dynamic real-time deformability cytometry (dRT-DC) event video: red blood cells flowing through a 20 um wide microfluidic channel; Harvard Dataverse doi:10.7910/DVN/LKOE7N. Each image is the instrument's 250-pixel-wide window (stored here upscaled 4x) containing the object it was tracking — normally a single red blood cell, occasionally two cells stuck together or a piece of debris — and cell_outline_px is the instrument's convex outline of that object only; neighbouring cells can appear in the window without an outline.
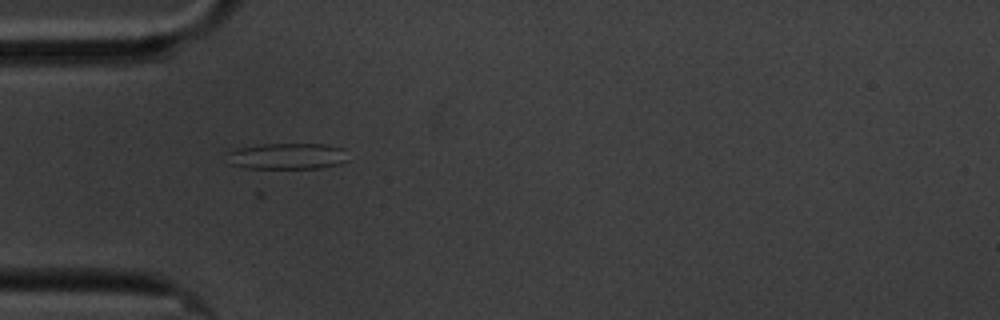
{"species": "common noctule bat (a hibernating species)", "species_latin": "Nyctalus noctula", "temperature_condition": "cold", "stored_images_in_passage": 2, "camera_frame_rate_fps": 3000, "um_per_image_px": 0.085, "animal": {"sex": "male", "body_mass_g": 20.1, "forearm_length_mm": 53.5}, "frame": {"image": 1, "passage_image": 1, "time_ms": 0.0, "image_size_px": [1000, 320], "cell_outline_px": [[348, 160], [340, 164], [320, 168], [244, 168], [228, 164], [224, 152], [236, 148], [260, 144], [324, 144], [344, 148]], "centroid_in_image_um": [24.34, 13.27], "position_along_channel_um": 60.7, "area_um2": 18.9}}
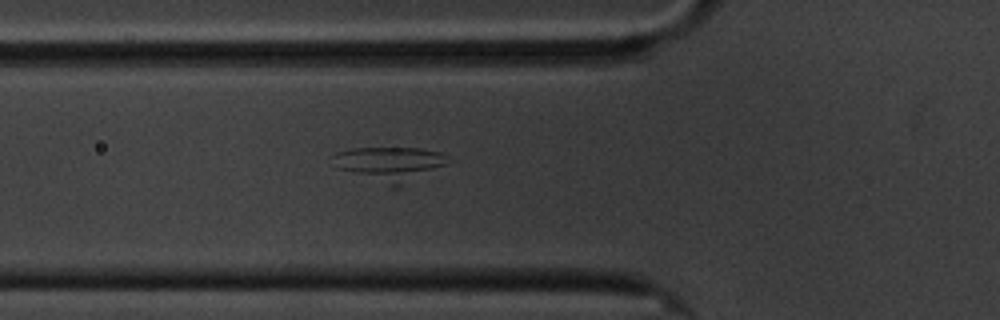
{"frame": {"image": 2, "passage_image": 2, "time_ms": 1.0, "image_size_px": [1000, 320], "cell_outline_px": [[448, 164], [400, 188], [392, 188], [336, 168], [332, 156], [336, 152], [352, 148], [420, 148], [440, 152], [448, 156]], "centroid_in_image_um": [33.15, 13.95], "position_along_channel_um": 92.7, "area_um2": 23.52}}